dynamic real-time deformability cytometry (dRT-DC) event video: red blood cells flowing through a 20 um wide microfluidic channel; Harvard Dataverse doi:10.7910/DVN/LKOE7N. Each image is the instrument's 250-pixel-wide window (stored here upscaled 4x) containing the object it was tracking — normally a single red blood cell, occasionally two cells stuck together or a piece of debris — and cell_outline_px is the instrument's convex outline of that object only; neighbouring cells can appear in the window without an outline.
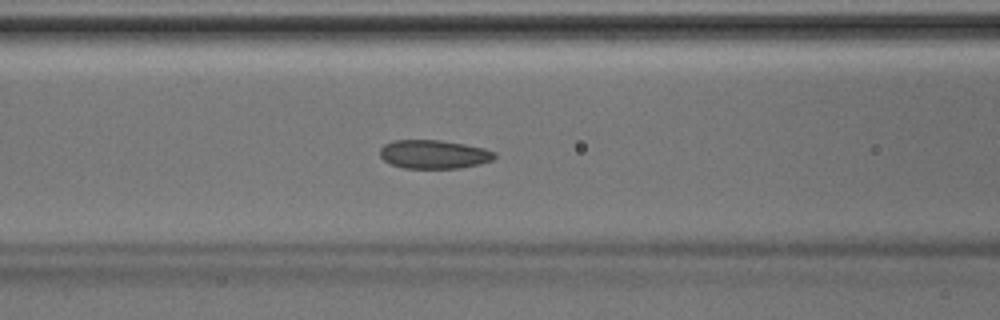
{"species": "Egyptian fruit bat (a non-hibernating species)", "species_latin": "Rousettus aegyptiacus", "temperature_condition": "room temperature", "stored_images_in_passage": 46, "segment_of_instrument_passage": [1, 2], "camera_frame_rate_fps": 3000, "um_per_image_px": 0.085, "animal": {"sex": "male"}, "frame": {"image": 1, "passage_image": 19, "time_ms": 6.0, "image_size_px": [1000, 320], "cell_outline_px": [[496, 156], [492, 160], [480, 164], [460, 168], [404, 168], [392, 164], [384, 160], [380, 156], [380, 148], [384, 144], [392, 140], [440, 140], [464, 144], [484, 148], [496, 152]], "centroid_in_image_um": [36.88, 13.11], "position_along_channel_um": 129.7, "area_um2": 19.19}}
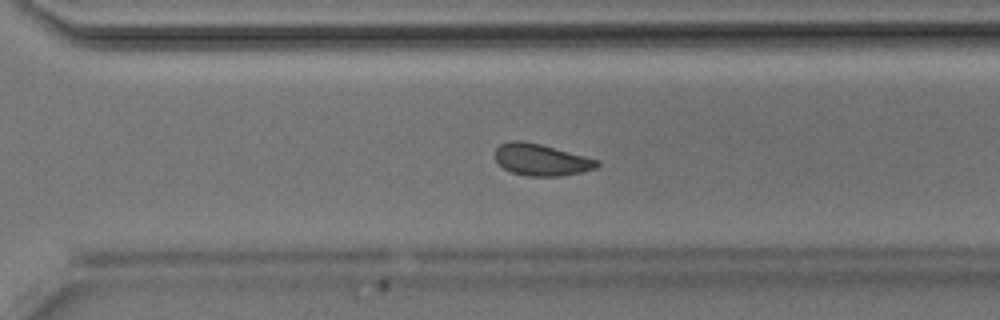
{"frame": {"image": 2, "passage_image": 32, "time_ms": 10.333, "image_size_px": [1000, 320], "cell_outline_px": [[600, 164], [596, 168], [580, 172], [560, 176], [528, 176], [512, 172], [504, 168], [496, 160], [496, 148], [500, 144], [512, 140], [520, 140], [540, 144], [600, 160]], "centroid_in_image_um": [46.02, 13.58], "position_along_channel_um": 324.6, "area_um2": 18.67}}
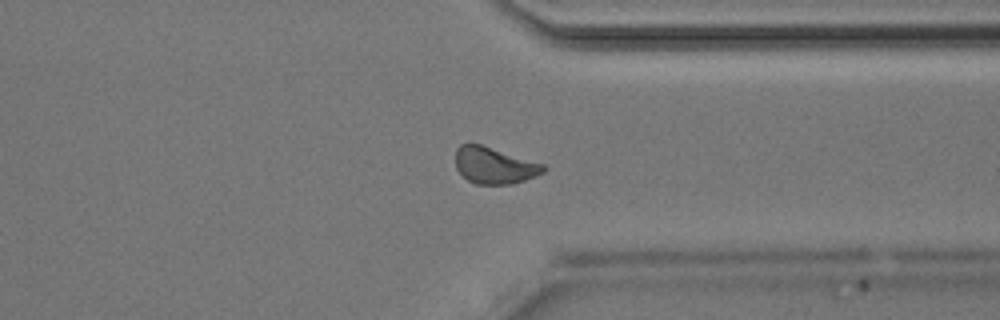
{"frame": {"image": 3, "passage_image": 35, "time_ms": 11.333, "image_size_px": [1000, 320], "cell_outline_px": [[544, 172], [536, 176], [512, 184], [476, 184], [468, 180], [456, 168], [456, 148], [460, 144], [468, 140], [544, 164]], "centroid_in_image_um": [41.97, 14.03], "position_along_channel_um": 369.4, "area_um2": 18.84}}